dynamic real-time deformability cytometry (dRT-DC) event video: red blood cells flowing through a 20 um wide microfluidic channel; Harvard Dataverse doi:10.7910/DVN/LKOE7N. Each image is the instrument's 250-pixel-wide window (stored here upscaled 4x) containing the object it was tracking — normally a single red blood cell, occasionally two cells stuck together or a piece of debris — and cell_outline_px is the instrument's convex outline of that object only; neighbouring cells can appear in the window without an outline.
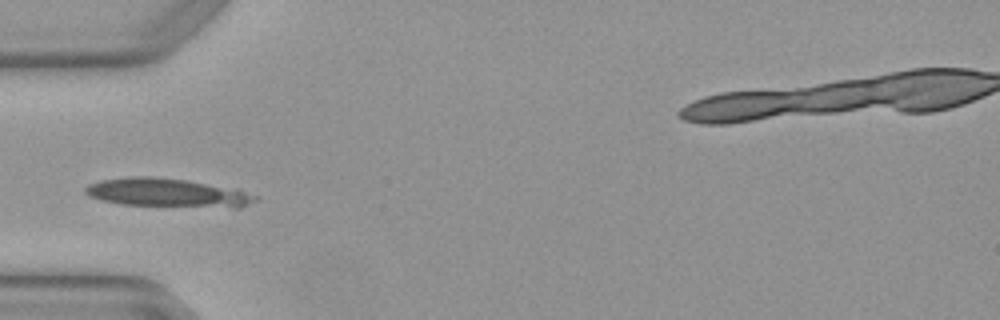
{"species": "Egyptian fruit bat (a non-hibernating species)", "species_latin": "Rousettus aegyptiacus", "temperature_condition": "warm", "stored_images_in_passage": 8, "camera_frame_rate_fps": 3000, "um_per_image_px": 0.085, "animal": {"sex": "female"}, "frame": {"image": 1, "passage_image": 5, "time_ms": 1.333, "image_size_px": [1000, 320], "cell_outline_px": [[256, 200], [240, 208], [232, 208], [124, 204], [100, 200], [88, 196], [84, 192], [84, 188], [88, 184], [100, 180], [132, 176], [156, 176], [188, 180], [244, 192], [256, 196]], "centroid_in_image_um": [14.13, 16.38], "position_along_channel_um": 70.9, "area_um2": 28.09}}